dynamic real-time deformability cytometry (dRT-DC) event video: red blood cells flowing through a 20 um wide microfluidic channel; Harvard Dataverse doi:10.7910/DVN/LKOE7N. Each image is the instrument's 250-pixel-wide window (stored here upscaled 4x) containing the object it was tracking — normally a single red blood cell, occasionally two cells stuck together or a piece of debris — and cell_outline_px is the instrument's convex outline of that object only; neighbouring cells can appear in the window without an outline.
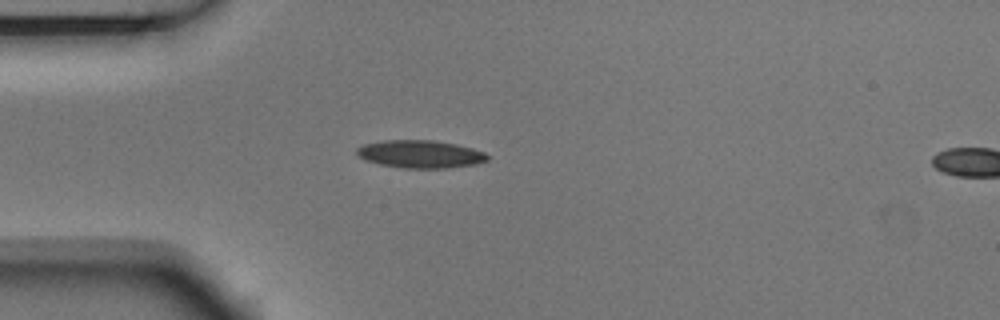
{"species": "Egyptian fruit bat (a non-hibernating species)", "species_latin": "Rousettus aegyptiacus", "temperature_condition": "room temperature", "stored_images_in_passage": 2, "camera_frame_rate_fps": 3000, "um_per_image_px": 0.085, "animal": {"sex": "male"}, "frame": {"image": 1, "passage_image": 1, "time_ms": 0.0, "image_size_px": [1000, 320], "cell_outline_px": [[488, 160], [476, 164], [444, 168], [404, 168], [380, 164], [364, 160], [356, 152], [356, 148], [364, 144], [384, 140], [432, 140], [456, 144], [472, 148], [484, 152], [488, 156]], "centroid_in_image_um": [35.72, 13.09], "position_along_channel_um": 49.3, "area_um2": 21.04}}